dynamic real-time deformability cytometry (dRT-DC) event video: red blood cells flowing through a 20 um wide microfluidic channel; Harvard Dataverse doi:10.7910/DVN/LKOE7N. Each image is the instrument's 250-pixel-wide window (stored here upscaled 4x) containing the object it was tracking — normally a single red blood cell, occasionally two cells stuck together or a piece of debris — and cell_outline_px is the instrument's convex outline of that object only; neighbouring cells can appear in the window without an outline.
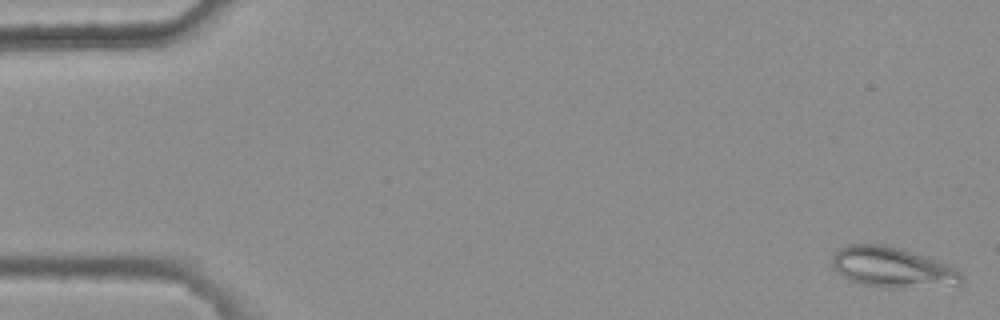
{"species": "common noctule bat (a hibernating species)", "species_latin": "Nyctalus noctula", "temperature_condition": "warm", "stored_images_in_passage": 5, "camera_frame_rate_fps": 3000, "um_per_image_px": 0.085, "animal": {"sex": "female", "body_mass_g": 25.1}, "frame": {"image": 1, "passage_image": 1, "time_ms": 0.0, "image_size_px": [1000, 320], "cell_outline_px": [[964, 280], [960, 284], [896, 288], [892, 288], [864, 284], [848, 280], [836, 272], [832, 268], [832, 256], [836, 248], [848, 244], [884, 244], [904, 248], [948, 264], [956, 268], [964, 276]], "centroid_in_image_um": [75.82, 22.7], "position_along_channel_um": 9.2, "area_um2": 30.81}}